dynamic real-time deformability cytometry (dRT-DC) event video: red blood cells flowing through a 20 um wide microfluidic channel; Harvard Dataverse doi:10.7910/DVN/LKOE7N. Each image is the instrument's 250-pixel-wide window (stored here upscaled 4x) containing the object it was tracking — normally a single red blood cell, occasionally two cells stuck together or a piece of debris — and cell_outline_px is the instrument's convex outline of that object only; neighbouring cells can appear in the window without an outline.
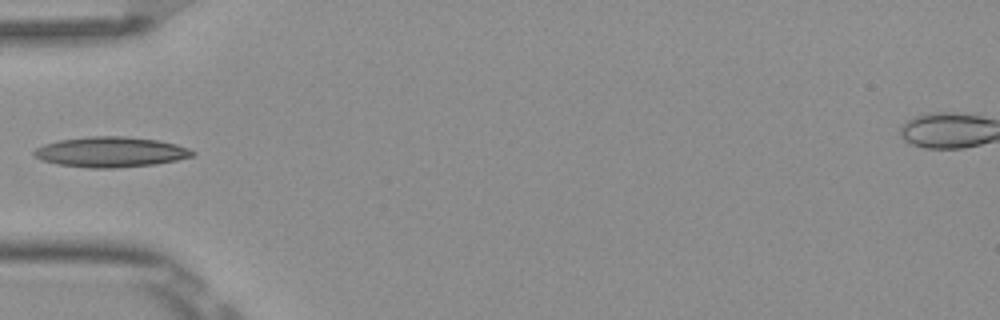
{"species": "Egyptian fruit bat (a non-hibernating species)", "species_latin": "Rousettus aegyptiacus", "temperature_condition": "room temperature", "stored_images_in_passage": 6, "camera_frame_rate_fps": 3000, "um_per_image_px": 0.085, "frame": {"image": 1, "passage_image": 5, "time_ms": 1.333, "image_size_px": [1000, 320], "cell_outline_px": [[196, 152], [192, 156], [176, 160], [156, 164], [116, 168], [88, 168], [56, 164], [40, 160], [32, 152], [36, 148], [44, 144], [60, 140], [88, 136], [124, 136], [160, 140], [176, 144], [188, 148]], "centroid_in_image_um": [9.4, 12.92], "position_along_channel_um": 75.6, "area_um2": 28.09}}
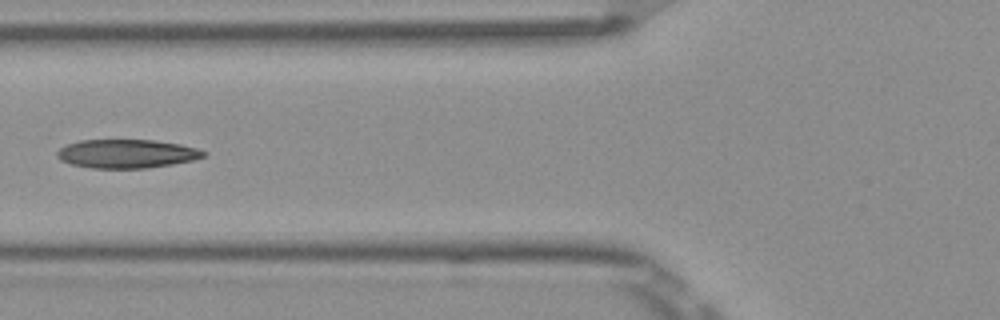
{"frame": {"image": 2, "passage_image": 6, "time_ms": 1.667, "image_size_px": [1000, 320], "cell_outline_px": [[208, 152], [204, 156], [192, 160], [172, 164], [148, 168], [92, 168], [72, 164], [60, 160], [56, 156], [56, 152], [60, 148], [68, 144], [80, 140], [152, 140], [180, 144], [196, 148]], "centroid_in_image_um": [10.76, 13.06], "position_along_channel_um": 115.0, "area_um2": 24.39}}